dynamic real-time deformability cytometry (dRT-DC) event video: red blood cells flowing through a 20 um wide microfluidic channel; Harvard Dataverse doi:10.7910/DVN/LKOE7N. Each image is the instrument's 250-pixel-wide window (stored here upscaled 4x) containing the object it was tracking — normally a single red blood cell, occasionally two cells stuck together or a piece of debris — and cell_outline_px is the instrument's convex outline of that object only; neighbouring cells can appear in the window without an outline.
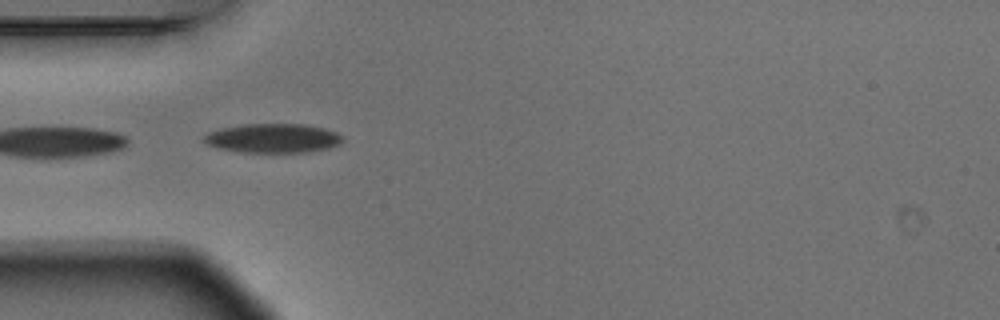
{"species": "Egyptian fruit bat (a non-hibernating species)", "species_latin": "Rousettus aegyptiacus", "temperature_condition": "warm", "stored_images_in_passage": 4, "camera_frame_rate_fps": 3000, "um_per_image_px": 0.085, "animal": {"sex": "male"}, "frame": {"image": 1, "passage_image": 2, "time_ms": 0.333, "image_size_px": [1000, 320], "cell_outline_px": [[344, 140], [340, 144], [328, 148], [308, 152], [244, 152], [216, 148], [208, 144], [204, 140], [204, 136], [208, 132], [220, 128], [244, 124], [300, 124], [324, 128], [336, 132], [344, 136]], "centroid_in_image_um": [23.22, 11.75], "position_along_channel_um": 61.8, "area_um2": 23.58}}
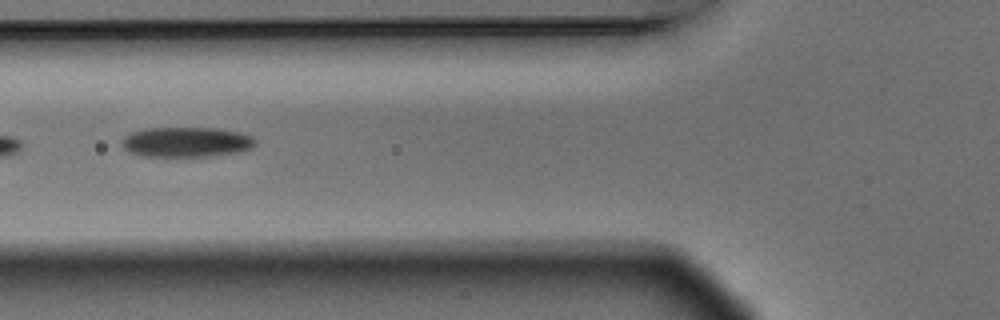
{"frame": {"image": 2, "passage_image": 3, "time_ms": 0.667, "image_size_px": [1000, 320], "cell_outline_px": [[256, 144], [252, 148], [240, 152], [208, 156], [140, 156], [128, 152], [120, 144], [124, 136], [132, 132], [144, 128], [216, 128], [240, 132], [252, 136], [256, 140]], "centroid_in_image_um": [15.83, 12.07], "position_along_channel_um": 110.0, "area_um2": 23.58}}
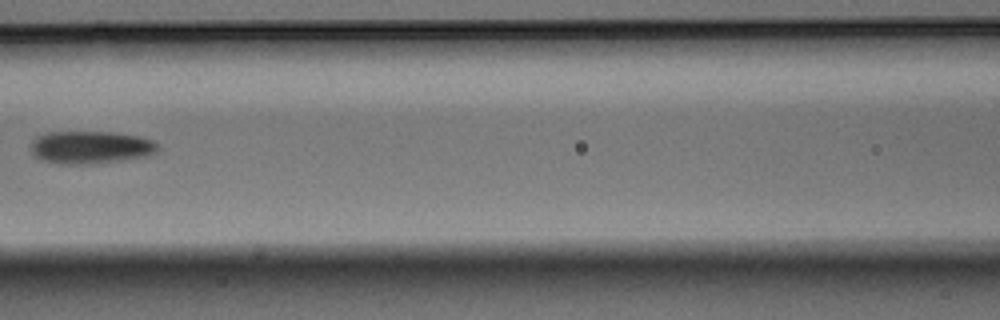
{"frame": {"image": 3, "passage_image": 4, "time_ms": 1.0, "image_size_px": [1000, 320], "cell_outline_px": [[160, 148], [156, 152], [148, 156], [92, 164], [60, 164], [44, 160], [36, 156], [32, 152], [32, 144], [36, 136], [48, 132], [112, 132], [140, 136], [152, 140], [160, 144]], "centroid_in_image_um": [7.76, 12.52], "position_along_channel_um": 158.8, "area_um2": 24.22}}